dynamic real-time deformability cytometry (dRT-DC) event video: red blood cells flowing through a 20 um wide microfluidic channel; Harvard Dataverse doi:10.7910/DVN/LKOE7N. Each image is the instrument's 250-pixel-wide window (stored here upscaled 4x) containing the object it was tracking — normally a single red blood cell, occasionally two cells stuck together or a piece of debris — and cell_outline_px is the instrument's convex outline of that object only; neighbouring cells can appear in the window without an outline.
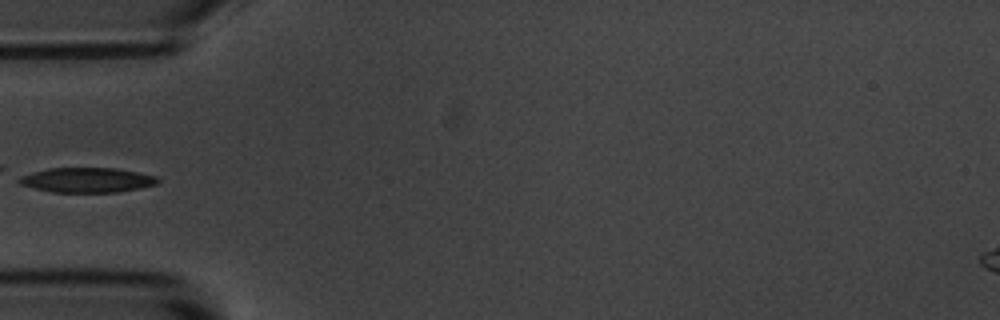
{"species": "common noctule bat (a hibernating species)", "species_latin": "Nyctalus noctula", "temperature_condition": "room temperature", "stored_images_in_passage": 5, "camera_frame_rate_fps": 3000, "um_per_image_px": 0.085, "animal": {"sex": "male", "body_mass_g": 20.1, "forearm_length_mm": 53.5}, "frame": {"image": 1, "passage_image": 5, "time_ms": 5.333, "image_size_px": [1000, 320], "cell_outline_px": [[160, 180], [156, 184], [140, 188], [116, 192], [52, 192], [20, 184], [16, 180], [20, 176], [48, 168], [116, 168], [156, 176]], "centroid_in_image_um": [7.39, 15.3], "position_along_channel_um": 77.6, "area_um2": 19.88}}